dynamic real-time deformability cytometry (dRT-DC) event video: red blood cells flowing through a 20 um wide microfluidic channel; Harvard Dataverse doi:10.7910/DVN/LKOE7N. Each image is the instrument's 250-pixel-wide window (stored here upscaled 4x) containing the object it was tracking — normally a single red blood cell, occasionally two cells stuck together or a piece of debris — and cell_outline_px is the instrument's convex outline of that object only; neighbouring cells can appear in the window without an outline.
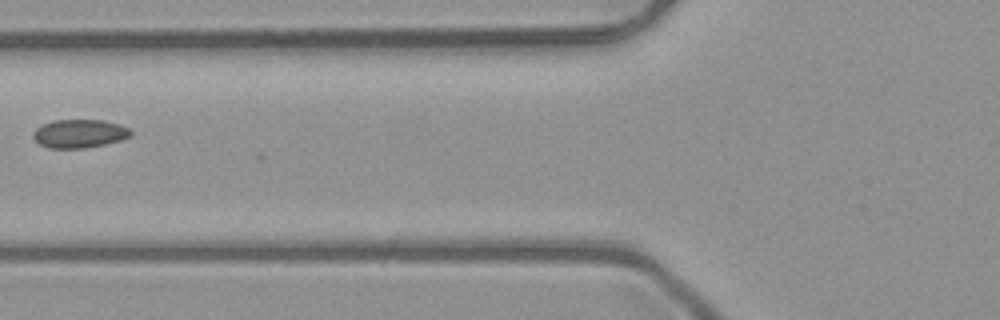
{"species": "common noctule bat (a hibernating species)", "species_latin": "Nyctalus noctula", "temperature_condition": "room temperature", "stored_images_in_passage": 5, "camera_frame_rate_fps": 3000, "um_per_image_px": 0.085, "animal": {"sex": "male", "body_mass_g": 23.1, "forearm_length_mm": 52.7}, "frame": {"image": 1, "passage_image": 4, "time_ms": 1.0, "image_size_px": [1000, 320], "cell_outline_px": [[132, 132], [128, 136], [120, 140], [104, 144], [84, 148], [48, 148], [40, 144], [32, 136], [32, 132], [40, 124], [52, 120], [104, 120], [120, 124], [128, 128]], "centroid_in_image_um": [6.7, 11.34], "position_along_channel_um": 119.1, "area_um2": 16.18}}
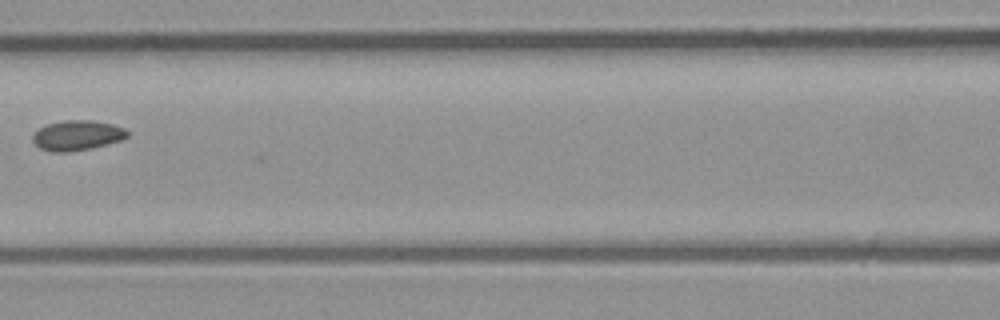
{"frame": {"image": 2, "passage_image": 5, "time_ms": 1.333, "image_size_px": [1000, 320], "cell_outline_px": [[132, 132], [128, 136], [120, 140], [108, 144], [92, 148], [64, 152], [52, 152], [40, 148], [32, 140], [32, 136], [40, 128], [48, 124], [64, 120], [92, 120], [112, 124], [124, 128]], "centroid_in_image_um": [6.6, 11.5], "position_along_channel_um": 160.0, "area_um2": 16.53}}